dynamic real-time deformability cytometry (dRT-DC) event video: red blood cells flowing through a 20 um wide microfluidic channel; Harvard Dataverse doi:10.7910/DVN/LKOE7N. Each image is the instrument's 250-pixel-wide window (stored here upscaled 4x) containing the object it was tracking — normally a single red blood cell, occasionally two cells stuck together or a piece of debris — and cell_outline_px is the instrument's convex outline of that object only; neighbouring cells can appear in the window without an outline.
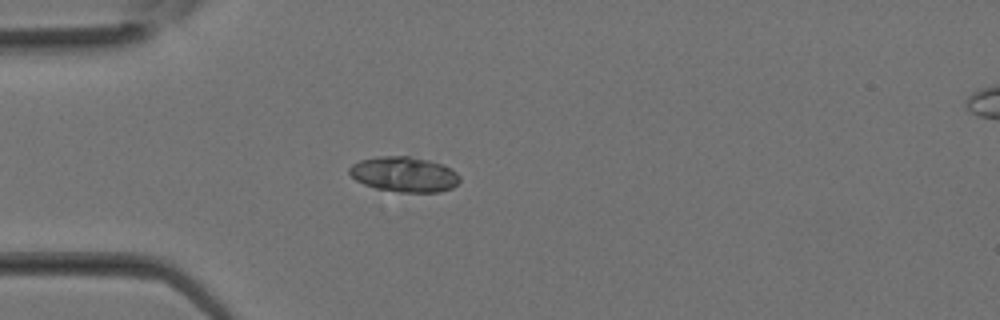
{"species": "Egyptian fruit bat (a non-hibernating species)", "species_latin": "Rousettus aegyptiacus", "temperature_condition": "room temperature", "stored_images_in_passage": 25, "camera_frame_rate_fps": 3000, "um_per_image_px": 0.085, "animal": {"sex": "female"}, "frame": {"image": 1, "passage_image": 4, "time_ms": 1.0, "image_size_px": [1000, 320], "cell_outline_px": [[460, 180], [452, 188], [440, 192], [396, 192], [376, 188], [364, 184], [356, 180], [348, 172], [348, 168], [352, 164], [360, 160], [380, 156], [408, 156], [428, 160], [444, 164], [452, 168], [460, 176]], "centroid_in_image_um": [34.37, 14.82], "position_along_channel_um": 50.6, "area_um2": 22.77}}
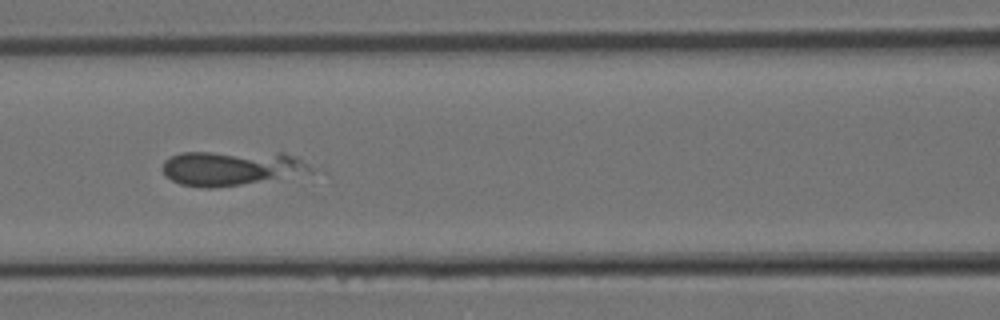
{"frame": {"image": 2, "passage_image": 9, "time_ms": 2.667, "image_size_px": [1000, 320], "cell_outline_px": [[312, 172], [240, 184], [212, 188], [204, 188], [180, 184], [164, 176], [160, 168], [164, 160], [168, 156], [180, 152], [284, 152], [300, 156], [312, 168]], "centroid_in_image_um": [19.62, 14.25], "position_along_channel_um": 147.0, "area_um2": 30.4}}
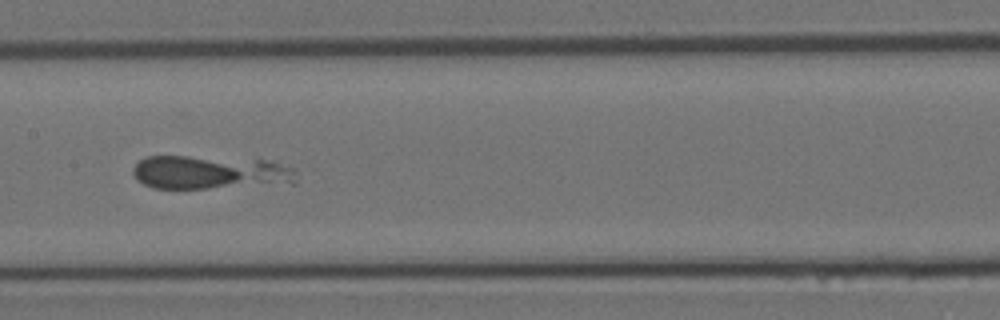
{"frame": {"image": 3, "passage_image": 11, "time_ms": 3.333, "image_size_px": [1000, 320], "cell_outline_px": [[296, 184], [208, 188], [152, 188], [136, 180], [132, 172], [132, 168], [140, 160], [148, 156], [188, 156], [264, 160], [280, 164], [292, 168]], "centroid_in_image_um": [17.82, 14.66], "position_along_channel_um": 189.6, "area_um2": 32.02}}